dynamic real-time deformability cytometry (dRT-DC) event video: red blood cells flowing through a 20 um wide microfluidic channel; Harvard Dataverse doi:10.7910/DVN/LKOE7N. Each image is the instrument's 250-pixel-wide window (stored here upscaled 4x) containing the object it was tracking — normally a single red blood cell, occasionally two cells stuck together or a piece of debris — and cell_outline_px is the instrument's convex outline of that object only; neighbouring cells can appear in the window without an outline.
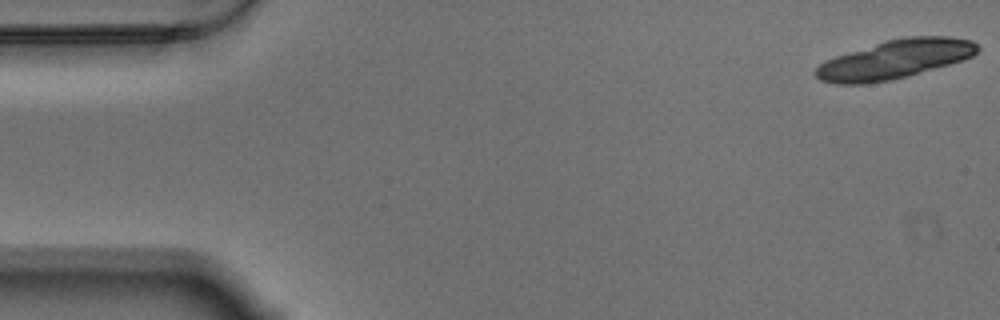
{"species": "Egyptian fruit bat (a non-hibernating species)", "species_latin": "Rousettus aegyptiacus", "temperature_condition": "warm", "stored_images_in_passage": 42, "camera_frame_rate_fps": 3000, "um_per_image_px": 0.085, "animal": {"sex": "male"}, "frame": {"image": 1, "passage_image": 1, "time_ms": 0.0, "image_size_px": [1000, 320], "cell_outline_px": [[980, 48], [972, 56], [948, 64], [904, 76], [888, 80], [868, 84], [836, 84], [820, 80], [812, 72], [824, 60], [836, 56], [888, 40], [904, 36], [952, 36], [972, 40]], "centroid_in_image_um": [76.03, 5.04], "position_along_channel_um": 9.0, "area_um2": 36.13}}